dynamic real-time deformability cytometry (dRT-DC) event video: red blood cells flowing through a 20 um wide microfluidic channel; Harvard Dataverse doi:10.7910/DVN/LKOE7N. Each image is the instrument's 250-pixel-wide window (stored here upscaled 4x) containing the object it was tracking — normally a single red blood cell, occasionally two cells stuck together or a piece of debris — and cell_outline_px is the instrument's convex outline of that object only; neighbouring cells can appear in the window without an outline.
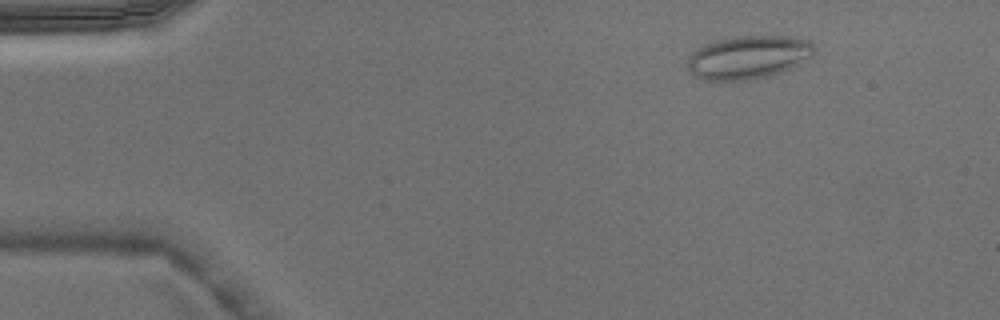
{"species": "Egyptian fruit bat (a non-hibernating species)", "species_latin": "Rousettus aegyptiacus", "temperature_condition": "warm", "stored_images_in_passage": 3, "camera_frame_rate_fps": 3000, "um_per_image_px": 0.085, "animal": {"sex": "male"}, "frame": {"image": 1, "passage_image": 2, "time_ms": 0.333, "image_size_px": [1000, 320], "cell_outline_px": [[816, 52], [812, 56], [780, 72], [768, 76], [752, 80], [704, 80], [688, 72], [688, 56], [696, 48], [704, 44], [716, 40], [736, 36], [788, 36], [808, 40], [816, 48]], "centroid_in_image_um": [63.57, 4.86], "position_along_channel_um": 21.4, "area_um2": 31.96}}